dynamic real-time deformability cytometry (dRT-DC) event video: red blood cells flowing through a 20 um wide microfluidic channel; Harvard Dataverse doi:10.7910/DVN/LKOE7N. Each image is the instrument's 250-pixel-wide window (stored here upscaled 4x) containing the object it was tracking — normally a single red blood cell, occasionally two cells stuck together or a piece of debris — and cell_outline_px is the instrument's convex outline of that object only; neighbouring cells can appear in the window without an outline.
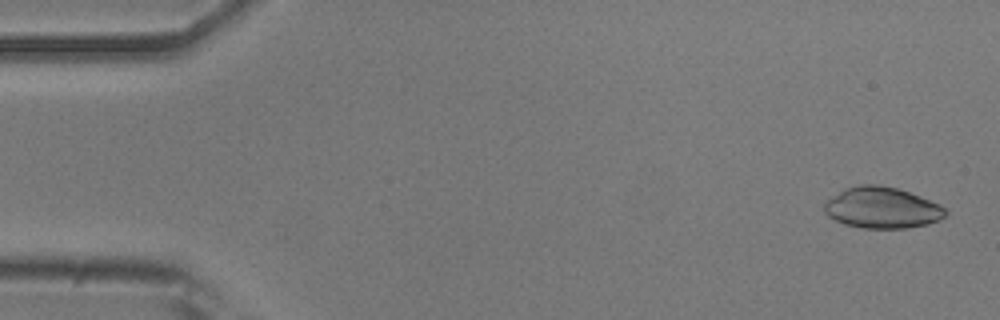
{"species": "common noctule bat (a hibernating species)", "species_latin": "Nyctalus noctula", "temperature_condition": "room temperature", "stored_images_in_passage": 52, "camera_frame_rate_fps": 3000, "um_per_image_px": 0.085, "animal": {"sex": "male", "body_mass_g": 20.5, "forearm_length_mm": 52.5}, "frame": {"image": 1, "passage_image": 2, "time_ms": 0.333, "image_size_px": [1000, 320], "cell_outline_px": [[948, 212], [944, 216], [928, 224], [908, 228], [860, 228], [844, 224], [828, 216], [824, 212], [824, 204], [828, 200], [844, 188], [860, 184], [880, 184], [896, 188], [920, 196], [940, 204]], "centroid_in_image_um": [74.96, 17.66], "position_along_channel_um": 10.0, "area_um2": 29.02}}
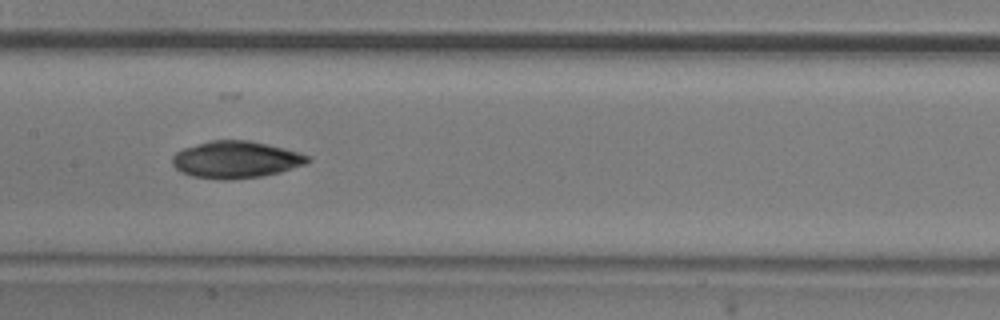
{"frame": {"image": 2, "passage_image": 26, "time_ms": 8.333, "image_size_px": [1000, 320], "cell_outline_px": [[312, 160], [304, 164], [280, 172], [260, 176], [228, 180], [220, 180], [192, 176], [180, 172], [172, 164], [172, 156], [176, 152], [184, 148], [212, 140], [248, 140], [284, 148], [312, 156]], "centroid_in_image_um": [20.04, 13.57], "position_along_channel_um": 187.4, "area_um2": 29.13}}
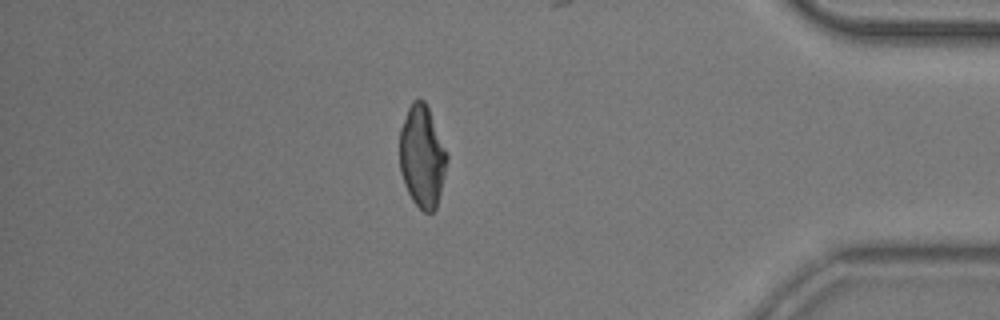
{"frame": {"image": 3, "passage_image": 46, "time_ms": 15.0, "image_size_px": [1000, 320], "cell_outline_px": [[448, 160], [436, 208], [432, 212], [424, 212], [412, 200], [404, 184], [400, 172], [400, 128], [408, 108], [412, 100], [424, 100], [428, 108], [448, 156]], "centroid_in_image_um": [35.87, 13.31], "position_along_channel_um": 399.3, "area_um2": 27.8}, "authors_computed_cell_mechanics": {"area_um2": 28.7266, "velocity_mm_per_s": 3.7456, "shape_relaxation_time_tau1_ms": null, "shape_relaxation_time_tau2_ms": 4.3477, "deformation_change_tau1": null, "deformation_change_tau2": 0.0595}}